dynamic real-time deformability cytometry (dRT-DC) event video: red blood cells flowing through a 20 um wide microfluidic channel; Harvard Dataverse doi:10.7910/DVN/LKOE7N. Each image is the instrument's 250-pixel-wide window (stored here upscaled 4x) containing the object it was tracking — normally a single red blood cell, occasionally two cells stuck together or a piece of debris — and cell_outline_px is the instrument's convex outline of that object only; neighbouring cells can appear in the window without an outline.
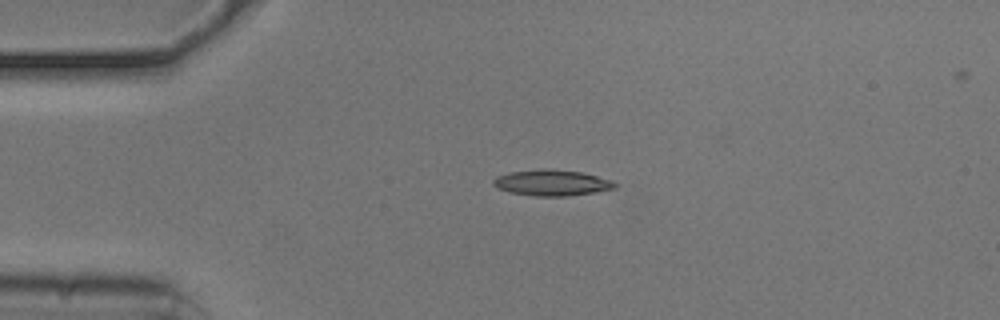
{"species": "common noctule bat (a hibernating species)", "species_latin": "Nyctalus noctula", "temperature_condition": "cold", "stored_images_in_passage": 43, "camera_frame_rate_fps": 3000, "um_per_image_px": 0.085, "animal": {"sex": "male", "body_mass_g": 20.5, "forearm_length_mm": 52.5}, "frame": {"image": 1, "passage_image": 1, "time_ms": 0.0, "image_size_px": [1000, 320], "cell_outline_px": [[616, 188], [596, 192], [568, 196], [532, 196], [508, 192], [496, 188], [492, 184], [492, 180], [496, 176], [512, 172], [544, 168], [548, 168], [584, 172], [612, 180], [616, 184]], "centroid_in_image_um": [46.9, 15.53], "position_along_channel_um": 38.1, "area_um2": 18.67}}
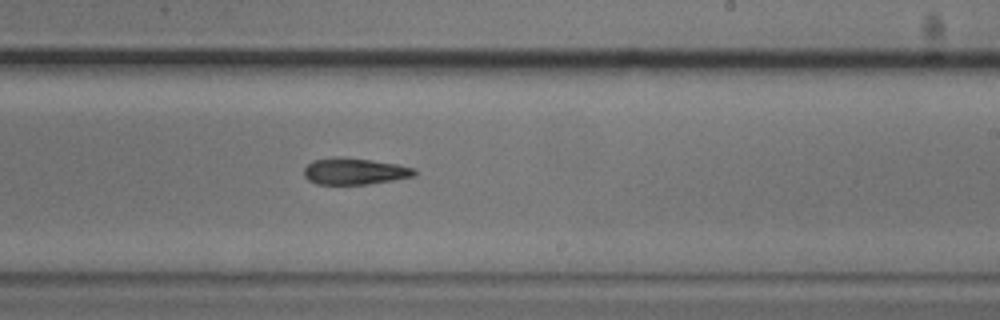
{"frame": {"image": 2, "passage_image": 21, "time_ms": 6.667, "image_size_px": [1000, 320], "cell_outline_px": [[416, 176], [368, 184], [316, 184], [308, 180], [304, 176], [304, 168], [312, 160], [368, 160], [396, 164], [416, 168]], "centroid_in_image_um": [30.18, 14.61], "position_along_channel_um": 258.8, "area_um2": 16.24}}
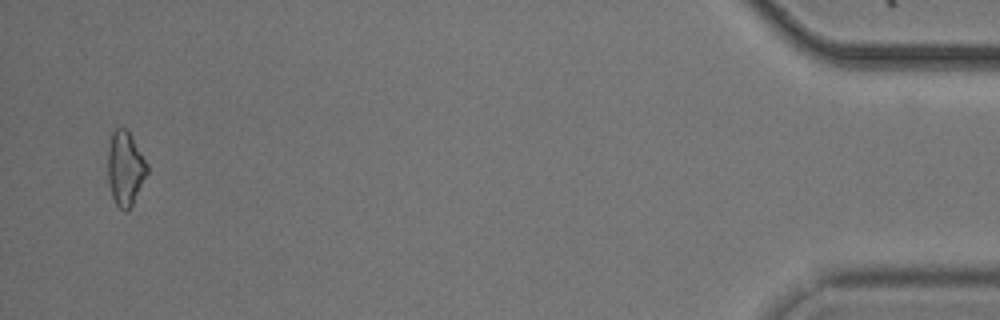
{"frame": {"image": 3, "passage_image": 41, "time_ms": 13.333, "image_size_px": [1000, 320], "cell_outline_px": [[148, 172], [128, 212], [124, 212], [116, 204], [112, 196], [108, 180], [108, 152], [112, 132], [116, 128], [124, 128], [128, 132], [148, 164]], "centroid_in_image_um": [10.64, 14.35], "position_along_channel_um": 424.6, "area_um2": 16.7}, "authors_computed_cell_mechanics": {"area_um2": 16.9932, "velocity_mm_per_s": 3.7614, "shape_relaxation_time_tau1_ms": 5.2588, "shape_relaxation_time_tau2_ms": null, "deformation_change_tau1": 0.1239, "deformation_change_tau2": null}}